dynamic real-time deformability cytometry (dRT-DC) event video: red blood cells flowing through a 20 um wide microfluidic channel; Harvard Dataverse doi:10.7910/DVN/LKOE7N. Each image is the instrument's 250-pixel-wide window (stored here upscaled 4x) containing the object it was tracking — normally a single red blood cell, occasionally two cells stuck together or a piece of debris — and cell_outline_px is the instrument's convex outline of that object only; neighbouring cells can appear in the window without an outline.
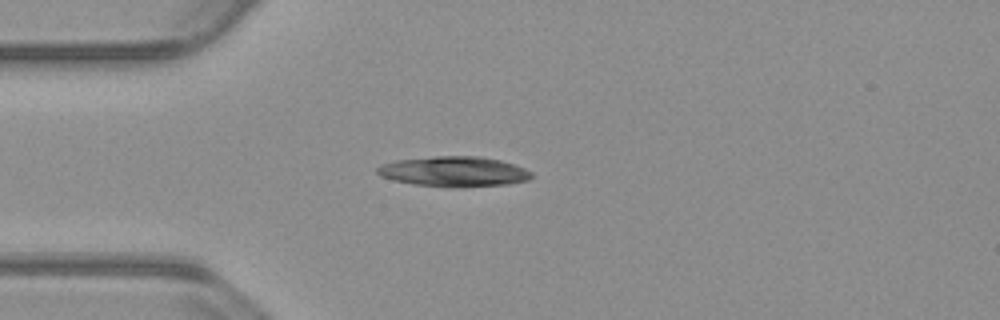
{"species": "common noctule bat (a hibernating species)", "species_latin": "Nyctalus noctula", "temperature_condition": "warm", "stored_images_in_passage": 41, "camera_frame_rate_fps": 3000, "um_per_image_px": 0.085, "animal": {"sex": "male", "body_mass_g": 23.1, "forearm_length_mm": 52.7}, "frame": {"image": 1, "passage_image": 1, "time_ms": 0.0, "image_size_px": [1000, 320], "cell_outline_px": [[532, 176], [528, 180], [508, 184], [460, 188], [452, 188], [416, 184], [392, 180], [380, 176], [376, 172], [376, 168], [384, 164], [396, 160], [432, 156], [480, 156], [500, 160], [524, 168], [532, 172]], "centroid_in_image_um": [38.58, 14.59], "position_along_channel_um": 46.4, "area_um2": 27.28}}
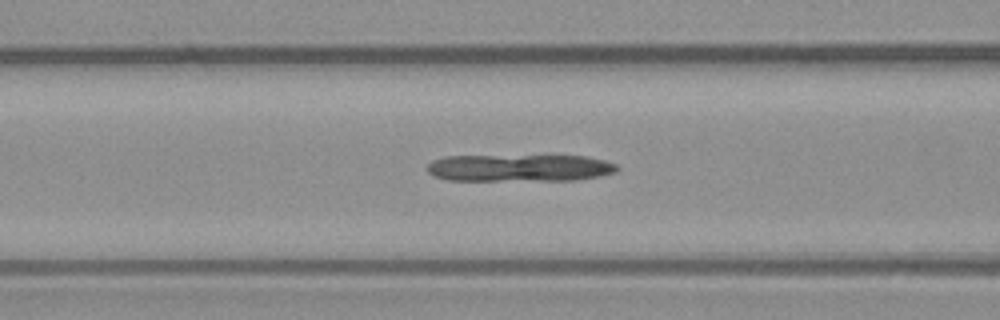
{"frame": {"image": 2, "passage_image": 8, "time_ms": 2.333, "image_size_px": [1000, 320], "cell_outline_px": [[620, 168], [616, 172], [600, 176], [576, 180], [448, 180], [436, 176], [428, 172], [428, 164], [432, 160], [444, 156], [584, 156], [604, 160], [616, 164]], "centroid_in_image_um": [44.19, 14.27], "position_along_channel_um": 122.4, "area_um2": 30.0}}